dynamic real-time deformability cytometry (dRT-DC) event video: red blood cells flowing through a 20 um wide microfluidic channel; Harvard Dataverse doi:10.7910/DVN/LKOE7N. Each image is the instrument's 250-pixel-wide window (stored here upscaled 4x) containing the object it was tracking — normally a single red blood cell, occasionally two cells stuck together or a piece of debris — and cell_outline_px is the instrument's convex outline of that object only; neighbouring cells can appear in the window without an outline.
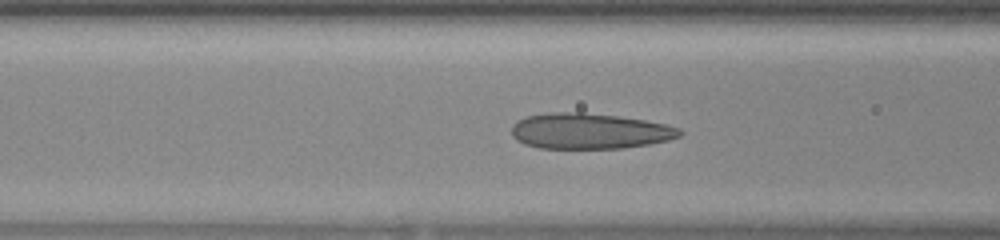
{"species": "human", "species_latin": "Homo sapiens", "temperature_condition": "warm", "stored_images_in_passage": 30, "camera_frame_rate_fps": 3000, "um_per_image_px": 0.085, "donor": {"sex": "female"}, "frame": {"image": 1, "passage_image": 8, "time_ms": 2.333, "image_size_px": [1000, 240], "cell_outline_px": [[684, 132], [680, 136], [668, 140], [648, 144], [624, 148], [540, 148], [524, 144], [516, 140], [512, 136], [512, 124], [516, 120], [524, 116], [548, 112], [584, 112], [616, 116], [644, 120], [664, 124], [680, 128]], "centroid_in_image_um": [50.07, 11.13], "position_along_channel_um": 116.5, "area_um2": 35.14}}
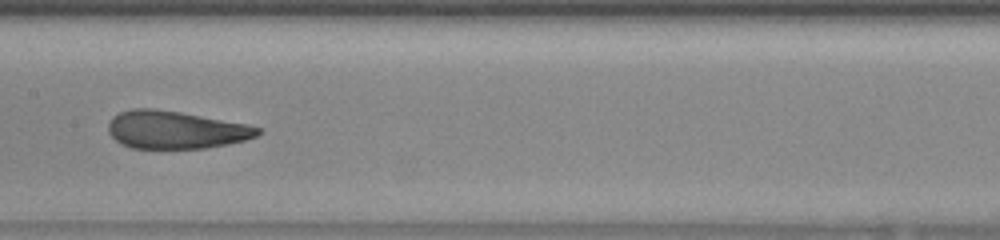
{"frame": {"image": 2, "passage_image": 13, "time_ms": 4.0, "image_size_px": [1000, 240], "cell_outline_px": [[264, 132], [256, 136], [244, 140], [228, 144], [204, 148], [132, 148], [120, 144], [108, 132], [108, 124], [112, 116], [120, 112], [132, 108], [152, 108], [180, 112], [248, 124], [260, 128]], "centroid_in_image_um": [14.92, 11.03], "position_along_channel_um": 192.5, "area_um2": 32.95}}
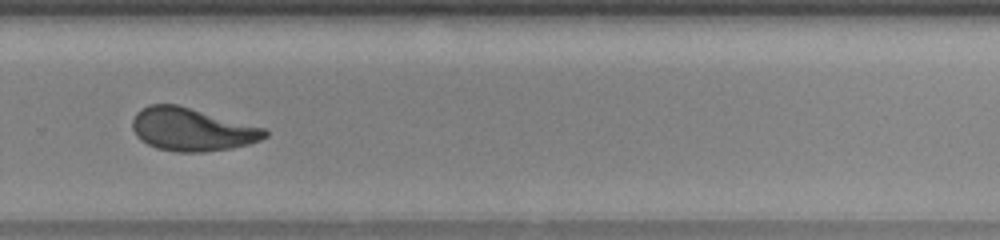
{"frame": {"image": 3, "passage_image": 21, "time_ms": 6.667, "image_size_px": [1000, 240], "cell_outline_px": [[268, 136], [260, 140], [248, 144], [232, 148], [204, 152], [176, 152], [156, 148], [140, 140], [136, 136], [132, 128], [132, 120], [136, 112], [140, 108], [148, 104], [176, 104], [264, 128], [268, 132]], "centroid_in_image_um": [16.26, 11.01], "position_along_channel_um": 313.5, "area_um2": 33.18}}